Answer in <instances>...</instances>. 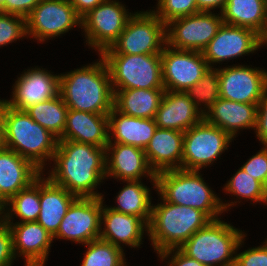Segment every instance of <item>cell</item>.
<instances>
[{"label":"cell","mask_w":267,"mask_h":266,"mask_svg":"<svg viewBox=\"0 0 267 266\" xmlns=\"http://www.w3.org/2000/svg\"><path fill=\"white\" fill-rule=\"evenodd\" d=\"M106 153V148L92 144L58 140L48 178L77 197H102L94 190L106 178Z\"/></svg>","instance_id":"cell-1"},{"label":"cell","mask_w":267,"mask_h":266,"mask_svg":"<svg viewBox=\"0 0 267 266\" xmlns=\"http://www.w3.org/2000/svg\"><path fill=\"white\" fill-rule=\"evenodd\" d=\"M99 62L61 74L59 94L68 109L109 114L114 107V91L106 62Z\"/></svg>","instance_id":"cell-2"},{"label":"cell","mask_w":267,"mask_h":266,"mask_svg":"<svg viewBox=\"0 0 267 266\" xmlns=\"http://www.w3.org/2000/svg\"><path fill=\"white\" fill-rule=\"evenodd\" d=\"M4 116V147L15 151L43 172L45 159H53L58 138L35 122L26 111L6 104Z\"/></svg>","instance_id":"cell-3"},{"label":"cell","mask_w":267,"mask_h":266,"mask_svg":"<svg viewBox=\"0 0 267 266\" xmlns=\"http://www.w3.org/2000/svg\"><path fill=\"white\" fill-rule=\"evenodd\" d=\"M156 189L166 202L198 209L211 220L219 219V214L235 205L234 202L224 204L206 185L199 171L176 169L157 173Z\"/></svg>","instance_id":"cell-4"},{"label":"cell","mask_w":267,"mask_h":266,"mask_svg":"<svg viewBox=\"0 0 267 266\" xmlns=\"http://www.w3.org/2000/svg\"><path fill=\"white\" fill-rule=\"evenodd\" d=\"M160 198L163 203L152 205L146 232L158 254L181 247L197 230L212 221L198 209L169 203Z\"/></svg>","instance_id":"cell-5"},{"label":"cell","mask_w":267,"mask_h":266,"mask_svg":"<svg viewBox=\"0 0 267 266\" xmlns=\"http://www.w3.org/2000/svg\"><path fill=\"white\" fill-rule=\"evenodd\" d=\"M245 234L220 219L197 230L181 247L187 256L204 266H234L233 254L242 245Z\"/></svg>","instance_id":"cell-6"},{"label":"cell","mask_w":267,"mask_h":266,"mask_svg":"<svg viewBox=\"0 0 267 266\" xmlns=\"http://www.w3.org/2000/svg\"><path fill=\"white\" fill-rule=\"evenodd\" d=\"M100 56L106 62L113 89L164 88L161 53Z\"/></svg>","instance_id":"cell-7"},{"label":"cell","mask_w":267,"mask_h":266,"mask_svg":"<svg viewBox=\"0 0 267 266\" xmlns=\"http://www.w3.org/2000/svg\"><path fill=\"white\" fill-rule=\"evenodd\" d=\"M164 45L166 24L152 11L136 12L117 40L101 54H156L162 53Z\"/></svg>","instance_id":"cell-8"},{"label":"cell","mask_w":267,"mask_h":266,"mask_svg":"<svg viewBox=\"0 0 267 266\" xmlns=\"http://www.w3.org/2000/svg\"><path fill=\"white\" fill-rule=\"evenodd\" d=\"M232 140L228 133L204 118L184 132L181 169L200 171L211 165Z\"/></svg>","instance_id":"cell-9"},{"label":"cell","mask_w":267,"mask_h":266,"mask_svg":"<svg viewBox=\"0 0 267 266\" xmlns=\"http://www.w3.org/2000/svg\"><path fill=\"white\" fill-rule=\"evenodd\" d=\"M222 24V15H215L211 11L173 19L166 23V45L179 50L202 52Z\"/></svg>","instance_id":"cell-10"},{"label":"cell","mask_w":267,"mask_h":266,"mask_svg":"<svg viewBox=\"0 0 267 266\" xmlns=\"http://www.w3.org/2000/svg\"><path fill=\"white\" fill-rule=\"evenodd\" d=\"M132 15L120 2L104 0L81 18L88 45L100 55L117 40Z\"/></svg>","instance_id":"cell-11"},{"label":"cell","mask_w":267,"mask_h":266,"mask_svg":"<svg viewBox=\"0 0 267 266\" xmlns=\"http://www.w3.org/2000/svg\"><path fill=\"white\" fill-rule=\"evenodd\" d=\"M161 66L164 89L183 92L198 83L209 69L202 52L172 49L168 45L161 53Z\"/></svg>","instance_id":"cell-12"},{"label":"cell","mask_w":267,"mask_h":266,"mask_svg":"<svg viewBox=\"0 0 267 266\" xmlns=\"http://www.w3.org/2000/svg\"><path fill=\"white\" fill-rule=\"evenodd\" d=\"M75 25L81 27V17L68 0H42L26 17L27 35L40 42L60 36Z\"/></svg>","instance_id":"cell-13"},{"label":"cell","mask_w":267,"mask_h":266,"mask_svg":"<svg viewBox=\"0 0 267 266\" xmlns=\"http://www.w3.org/2000/svg\"><path fill=\"white\" fill-rule=\"evenodd\" d=\"M103 201V197H78L70 205L53 238L68 239L82 245L99 239Z\"/></svg>","instance_id":"cell-14"},{"label":"cell","mask_w":267,"mask_h":266,"mask_svg":"<svg viewBox=\"0 0 267 266\" xmlns=\"http://www.w3.org/2000/svg\"><path fill=\"white\" fill-rule=\"evenodd\" d=\"M220 98L258 104L267 90V72L250 66L218 68Z\"/></svg>","instance_id":"cell-15"},{"label":"cell","mask_w":267,"mask_h":266,"mask_svg":"<svg viewBox=\"0 0 267 266\" xmlns=\"http://www.w3.org/2000/svg\"><path fill=\"white\" fill-rule=\"evenodd\" d=\"M260 46L261 35L253 29L223 23L202 53L209 68H212L211 63L252 53Z\"/></svg>","instance_id":"cell-16"},{"label":"cell","mask_w":267,"mask_h":266,"mask_svg":"<svg viewBox=\"0 0 267 266\" xmlns=\"http://www.w3.org/2000/svg\"><path fill=\"white\" fill-rule=\"evenodd\" d=\"M12 214L8 210L7 213H2L3 216L0 217L11 230L15 256H17V252L19 255L25 256L26 266H44L48 258L50 244L54 240L53 236L37 221L12 223Z\"/></svg>","instance_id":"cell-17"},{"label":"cell","mask_w":267,"mask_h":266,"mask_svg":"<svg viewBox=\"0 0 267 266\" xmlns=\"http://www.w3.org/2000/svg\"><path fill=\"white\" fill-rule=\"evenodd\" d=\"M59 77L45 69L33 68L21 74L13 87L12 100H5L12 108L25 111L39 102L54 98L59 94Z\"/></svg>","instance_id":"cell-18"},{"label":"cell","mask_w":267,"mask_h":266,"mask_svg":"<svg viewBox=\"0 0 267 266\" xmlns=\"http://www.w3.org/2000/svg\"><path fill=\"white\" fill-rule=\"evenodd\" d=\"M106 152H108L106 153V177L113 176L126 182L138 181L140 177L149 175L156 188V174L149 166L143 149L132 145L112 143V137H109ZM110 153L112 155L109 157Z\"/></svg>","instance_id":"cell-19"},{"label":"cell","mask_w":267,"mask_h":266,"mask_svg":"<svg viewBox=\"0 0 267 266\" xmlns=\"http://www.w3.org/2000/svg\"><path fill=\"white\" fill-rule=\"evenodd\" d=\"M206 111L198 108L186 92L165 90L154 120L159 128L185 132L201 122Z\"/></svg>","instance_id":"cell-20"},{"label":"cell","mask_w":267,"mask_h":266,"mask_svg":"<svg viewBox=\"0 0 267 266\" xmlns=\"http://www.w3.org/2000/svg\"><path fill=\"white\" fill-rule=\"evenodd\" d=\"M183 138L184 132L157 127L144 149L149 166L155 174L181 169Z\"/></svg>","instance_id":"cell-21"},{"label":"cell","mask_w":267,"mask_h":266,"mask_svg":"<svg viewBox=\"0 0 267 266\" xmlns=\"http://www.w3.org/2000/svg\"><path fill=\"white\" fill-rule=\"evenodd\" d=\"M108 114L68 109L66 125L58 140H72L106 148L109 143Z\"/></svg>","instance_id":"cell-22"},{"label":"cell","mask_w":267,"mask_h":266,"mask_svg":"<svg viewBox=\"0 0 267 266\" xmlns=\"http://www.w3.org/2000/svg\"><path fill=\"white\" fill-rule=\"evenodd\" d=\"M103 223L105 228L100 231L99 239L120 249H123L121 243L133 248L140 246L144 230L148 231V225L139 216L116 212L106 206L101 211Z\"/></svg>","instance_id":"cell-23"},{"label":"cell","mask_w":267,"mask_h":266,"mask_svg":"<svg viewBox=\"0 0 267 266\" xmlns=\"http://www.w3.org/2000/svg\"><path fill=\"white\" fill-rule=\"evenodd\" d=\"M42 172L29 160L6 147L0 148V189L10 200L27 188Z\"/></svg>","instance_id":"cell-24"},{"label":"cell","mask_w":267,"mask_h":266,"mask_svg":"<svg viewBox=\"0 0 267 266\" xmlns=\"http://www.w3.org/2000/svg\"><path fill=\"white\" fill-rule=\"evenodd\" d=\"M257 105L219 98L204 114V118L234 138L239 129L255 130Z\"/></svg>","instance_id":"cell-25"},{"label":"cell","mask_w":267,"mask_h":266,"mask_svg":"<svg viewBox=\"0 0 267 266\" xmlns=\"http://www.w3.org/2000/svg\"><path fill=\"white\" fill-rule=\"evenodd\" d=\"M77 198L40 174V214L37 222L54 237L70 205Z\"/></svg>","instance_id":"cell-26"},{"label":"cell","mask_w":267,"mask_h":266,"mask_svg":"<svg viewBox=\"0 0 267 266\" xmlns=\"http://www.w3.org/2000/svg\"><path fill=\"white\" fill-rule=\"evenodd\" d=\"M156 129L154 118L131 117L115 107L108 114V134L109 137L113 135L114 143L132 145L144 150ZM111 131L113 133H110Z\"/></svg>","instance_id":"cell-27"},{"label":"cell","mask_w":267,"mask_h":266,"mask_svg":"<svg viewBox=\"0 0 267 266\" xmlns=\"http://www.w3.org/2000/svg\"><path fill=\"white\" fill-rule=\"evenodd\" d=\"M113 91L114 107L123 114L137 118H154L165 93L164 88Z\"/></svg>","instance_id":"cell-28"},{"label":"cell","mask_w":267,"mask_h":266,"mask_svg":"<svg viewBox=\"0 0 267 266\" xmlns=\"http://www.w3.org/2000/svg\"><path fill=\"white\" fill-rule=\"evenodd\" d=\"M223 23L247 27L262 35L267 27V0H227L220 12Z\"/></svg>","instance_id":"cell-29"},{"label":"cell","mask_w":267,"mask_h":266,"mask_svg":"<svg viewBox=\"0 0 267 266\" xmlns=\"http://www.w3.org/2000/svg\"><path fill=\"white\" fill-rule=\"evenodd\" d=\"M127 185L117 195V207L110 209L130 215L139 216L147 225L151 220V198L149 188L138 181H126Z\"/></svg>","instance_id":"cell-30"},{"label":"cell","mask_w":267,"mask_h":266,"mask_svg":"<svg viewBox=\"0 0 267 266\" xmlns=\"http://www.w3.org/2000/svg\"><path fill=\"white\" fill-rule=\"evenodd\" d=\"M25 111L35 122L49 130L58 139L62 136L68 107L60 94L50 100L34 104Z\"/></svg>","instance_id":"cell-31"},{"label":"cell","mask_w":267,"mask_h":266,"mask_svg":"<svg viewBox=\"0 0 267 266\" xmlns=\"http://www.w3.org/2000/svg\"><path fill=\"white\" fill-rule=\"evenodd\" d=\"M22 222H36L40 214V175L27 188L20 190L7 206Z\"/></svg>","instance_id":"cell-32"},{"label":"cell","mask_w":267,"mask_h":266,"mask_svg":"<svg viewBox=\"0 0 267 266\" xmlns=\"http://www.w3.org/2000/svg\"><path fill=\"white\" fill-rule=\"evenodd\" d=\"M81 266H127L123 249L101 239L90 241L87 244Z\"/></svg>","instance_id":"cell-33"},{"label":"cell","mask_w":267,"mask_h":266,"mask_svg":"<svg viewBox=\"0 0 267 266\" xmlns=\"http://www.w3.org/2000/svg\"><path fill=\"white\" fill-rule=\"evenodd\" d=\"M185 92L198 108L202 102L205 103L204 106L209 110L220 98L218 69H207L199 82Z\"/></svg>","instance_id":"cell-34"},{"label":"cell","mask_w":267,"mask_h":266,"mask_svg":"<svg viewBox=\"0 0 267 266\" xmlns=\"http://www.w3.org/2000/svg\"><path fill=\"white\" fill-rule=\"evenodd\" d=\"M231 180L226 183L224 190L236 197L250 199L255 202L267 204V196L264 192L263 185L253 176L240 168Z\"/></svg>","instance_id":"cell-35"},{"label":"cell","mask_w":267,"mask_h":266,"mask_svg":"<svg viewBox=\"0 0 267 266\" xmlns=\"http://www.w3.org/2000/svg\"><path fill=\"white\" fill-rule=\"evenodd\" d=\"M157 10L152 11L163 23L200 12L196 0H158Z\"/></svg>","instance_id":"cell-36"},{"label":"cell","mask_w":267,"mask_h":266,"mask_svg":"<svg viewBox=\"0 0 267 266\" xmlns=\"http://www.w3.org/2000/svg\"><path fill=\"white\" fill-rule=\"evenodd\" d=\"M27 36L26 18L0 12V46Z\"/></svg>","instance_id":"cell-37"},{"label":"cell","mask_w":267,"mask_h":266,"mask_svg":"<svg viewBox=\"0 0 267 266\" xmlns=\"http://www.w3.org/2000/svg\"><path fill=\"white\" fill-rule=\"evenodd\" d=\"M264 146L256 155H253L240 167L262 185L267 177V145Z\"/></svg>","instance_id":"cell-38"},{"label":"cell","mask_w":267,"mask_h":266,"mask_svg":"<svg viewBox=\"0 0 267 266\" xmlns=\"http://www.w3.org/2000/svg\"><path fill=\"white\" fill-rule=\"evenodd\" d=\"M15 258L11 230L0 217V266H11Z\"/></svg>","instance_id":"cell-39"},{"label":"cell","mask_w":267,"mask_h":266,"mask_svg":"<svg viewBox=\"0 0 267 266\" xmlns=\"http://www.w3.org/2000/svg\"><path fill=\"white\" fill-rule=\"evenodd\" d=\"M264 243L235 255L234 266H267V240Z\"/></svg>","instance_id":"cell-40"},{"label":"cell","mask_w":267,"mask_h":266,"mask_svg":"<svg viewBox=\"0 0 267 266\" xmlns=\"http://www.w3.org/2000/svg\"><path fill=\"white\" fill-rule=\"evenodd\" d=\"M256 136L263 145H267V90L257 105V118L255 127Z\"/></svg>","instance_id":"cell-41"},{"label":"cell","mask_w":267,"mask_h":266,"mask_svg":"<svg viewBox=\"0 0 267 266\" xmlns=\"http://www.w3.org/2000/svg\"><path fill=\"white\" fill-rule=\"evenodd\" d=\"M42 0H5L4 13L26 18Z\"/></svg>","instance_id":"cell-42"},{"label":"cell","mask_w":267,"mask_h":266,"mask_svg":"<svg viewBox=\"0 0 267 266\" xmlns=\"http://www.w3.org/2000/svg\"><path fill=\"white\" fill-rule=\"evenodd\" d=\"M175 250L176 252L173 253L174 255H172L171 258L172 260H170L171 262L170 263L168 262L169 266H204L194 258L187 256L180 248H173L162 251L159 254L160 255L159 257H161L164 260V258L170 256L171 253L174 252Z\"/></svg>","instance_id":"cell-43"},{"label":"cell","mask_w":267,"mask_h":266,"mask_svg":"<svg viewBox=\"0 0 267 266\" xmlns=\"http://www.w3.org/2000/svg\"><path fill=\"white\" fill-rule=\"evenodd\" d=\"M75 8L76 13L82 18L90 10L97 7L104 0H68Z\"/></svg>","instance_id":"cell-44"},{"label":"cell","mask_w":267,"mask_h":266,"mask_svg":"<svg viewBox=\"0 0 267 266\" xmlns=\"http://www.w3.org/2000/svg\"><path fill=\"white\" fill-rule=\"evenodd\" d=\"M199 11L210 12V10L220 8L221 12L227 0H196Z\"/></svg>","instance_id":"cell-45"},{"label":"cell","mask_w":267,"mask_h":266,"mask_svg":"<svg viewBox=\"0 0 267 266\" xmlns=\"http://www.w3.org/2000/svg\"><path fill=\"white\" fill-rule=\"evenodd\" d=\"M5 100H0V148L4 147V116Z\"/></svg>","instance_id":"cell-46"},{"label":"cell","mask_w":267,"mask_h":266,"mask_svg":"<svg viewBox=\"0 0 267 266\" xmlns=\"http://www.w3.org/2000/svg\"><path fill=\"white\" fill-rule=\"evenodd\" d=\"M8 199L1 193L0 189V215L5 212V208L8 204Z\"/></svg>","instance_id":"cell-47"},{"label":"cell","mask_w":267,"mask_h":266,"mask_svg":"<svg viewBox=\"0 0 267 266\" xmlns=\"http://www.w3.org/2000/svg\"><path fill=\"white\" fill-rule=\"evenodd\" d=\"M267 43V27L265 32L261 35V45H264Z\"/></svg>","instance_id":"cell-48"},{"label":"cell","mask_w":267,"mask_h":266,"mask_svg":"<svg viewBox=\"0 0 267 266\" xmlns=\"http://www.w3.org/2000/svg\"><path fill=\"white\" fill-rule=\"evenodd\" d=\"M4 2L5 0H0V12L4 13Z\"/></svg>","instance_id":"cell-49"},{"label":"cell","mask_w":267,"mask_h":266,"mask_svg":"<svg viewBox=\"0 0 267 266\" xmlns=\"http://www.w3.org/2000/svg\"><path fill=\"white\" fill-rule=\"evenodd\" d=\"M263 189H264V192H265V194L267 196V177H266V179H265V181L263 183Z\"/></svg>","instance_id":"cell-50"}]
</instances>
